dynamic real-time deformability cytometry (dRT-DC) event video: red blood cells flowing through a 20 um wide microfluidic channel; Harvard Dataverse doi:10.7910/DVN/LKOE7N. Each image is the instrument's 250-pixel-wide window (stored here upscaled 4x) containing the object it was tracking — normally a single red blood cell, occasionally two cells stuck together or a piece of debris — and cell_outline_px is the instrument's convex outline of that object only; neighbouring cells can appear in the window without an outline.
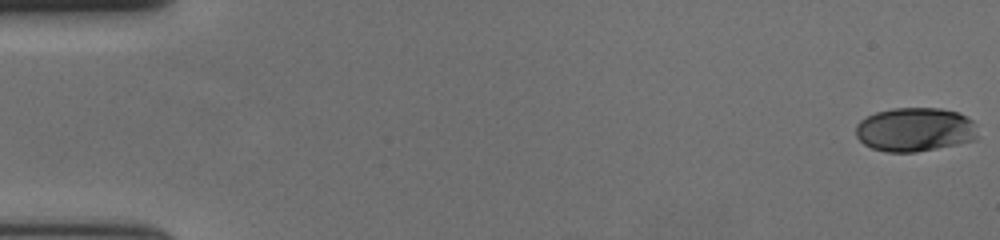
{"species": "human", "species_latin": "Homo sapiens", "temperature_condition": "cold", "stored_images_in_passage": 7, "camera_frame_rate_fps": 3000, "um_per_image_px": 0.085, "donor": {"sex": "female"}, "frame": {"image": 1, "passage_image": 1, "time_ms": 0.0, "image_size_px": [1000, 240], "cell_outline_px": [[976, 140], [916, 152], [888, 152], [872, 148], [864, 144], [856, 136], [856, 124], [860, 120], [876, 112], [892, 108], [940, 108], [956, 112], [972, 120], [976, 136]], "centroid_in_image_um": [77.72, 11.01], "position_along_channel_um": 7.3, "area_um2": 30.98}}